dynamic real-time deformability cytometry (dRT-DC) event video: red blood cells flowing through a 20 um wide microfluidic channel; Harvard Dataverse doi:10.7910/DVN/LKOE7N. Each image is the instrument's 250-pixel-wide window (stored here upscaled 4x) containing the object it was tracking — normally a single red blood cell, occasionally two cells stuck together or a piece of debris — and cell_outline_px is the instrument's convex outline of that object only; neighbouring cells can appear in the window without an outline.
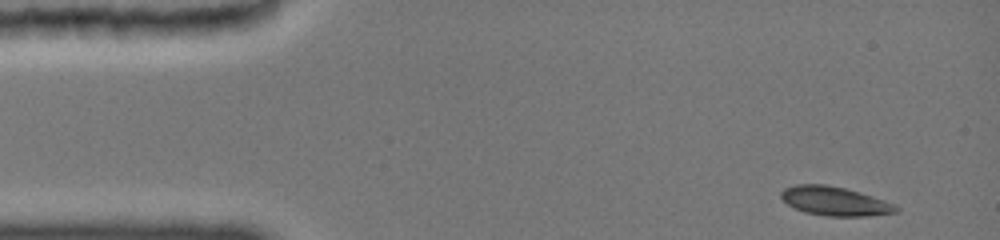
{"species": "common noctule bat (a hibernating species)", "species_latin": "Nyctalus noctula", "temperature_condition": "cold", "stored_images_in_passage": 17, "camera_frame_rate_fps": 3000, "um_per_image_px": 0.085, "animal": {"sex": "female", "body_mass_g": 19.0, "forearm_length_mm": 51.5}, "frame": {"image": 1, "passage_image": 1, "time_ms": 0.0, "image_size_px": [1000, 240], "cell_outline_px": [[900, 208], [896, 212], [868, 216], [828, 216], [804, 212], [788, 204], [780, 196], [780, 192], [784, 188], [796, 184], [828, 184], [860, 192], [896, 204]], "centroid_in_image_um": [70.96, 17.09], "position_along_channel_um": 14.0, "area_um2": 19.42}}
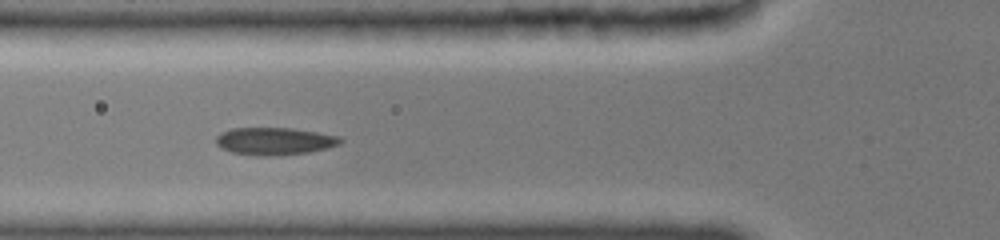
{"frame": {"image": 2, "passage_image": 12, "time_ms": 4.667, "image_size_px": [1000, 240], "cell_outline_px": [[344, 140], [340, 144], [328, 148], [308, 152], [272, 156], [256, 156], [232, 152], [216, 144], [216, 136], [232, 128], [288, 128], [316, 132], [336, 136]], "centroid_in_image_um": [23.34, 12.01], "position_along_channel_um": 102.5, "area_um2": 19.65}}
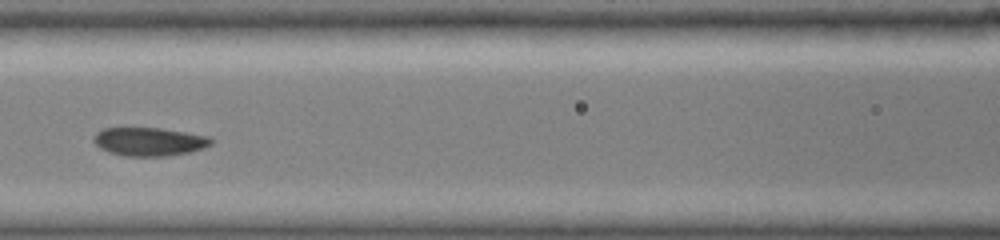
{"frame": {"image": 3, "passage_image": 15, "time_ms": 6.0, "image_size_px": [1000, 240], "cell_outline_px": [[212, 144], [204, 148], [188, 152], [164, 156], [124, 156], [108, 152], [100, 148], [96, 144], [96, 136], [104, 128], [160, 128], [204, 136], [212, 140]], "centroid_in_image_um": [12.68, 12.05], "position_along_channel_um": 153.9, "area_um2": 18.9}}